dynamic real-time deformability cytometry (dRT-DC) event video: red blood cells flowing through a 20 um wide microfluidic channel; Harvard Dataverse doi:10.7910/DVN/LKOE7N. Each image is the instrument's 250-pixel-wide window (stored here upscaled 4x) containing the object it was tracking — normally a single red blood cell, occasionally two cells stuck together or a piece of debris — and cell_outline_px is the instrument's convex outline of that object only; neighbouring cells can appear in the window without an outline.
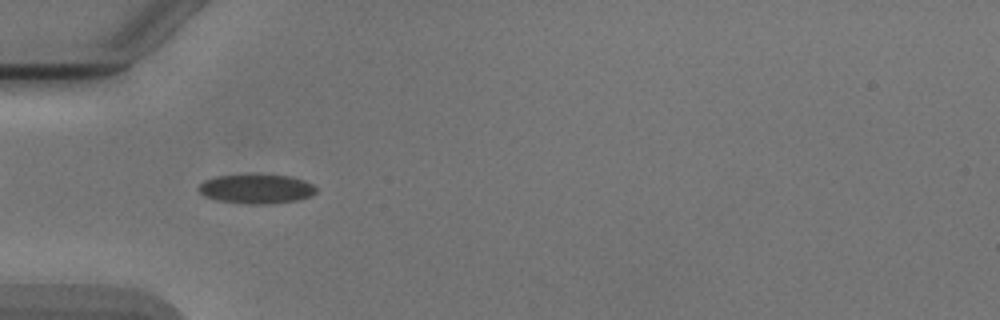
{"species": "Egyptian fruit bat (a non-hibernating species)", "species_latin": "Rousettus aegyptiacus", "temperature_condition": "cold", "stored_images_in_passage": 52, "camera_frame_rate_fps": 3000, "um_per_image_px": 0.085, "animal": {"sex": "male"}, "frame": {"image": 1, "passage_image": 16, "time_ms": 5.0, "image_size_px": [1000, 320], "cell_outline_px": [[316, 192], [312, 196], [296, 200], [268, 204], [248, 204], [216, 200], [204, 196], [200, 192], [200, 184], [204, 180], [216, 176], [292, 176], [304, 180], [312, 184], [316, 188]], "centroid_in_image_um": [21.81, 16.08], "position_along_channel_um": 63.2, "area_um2": 19.65}}
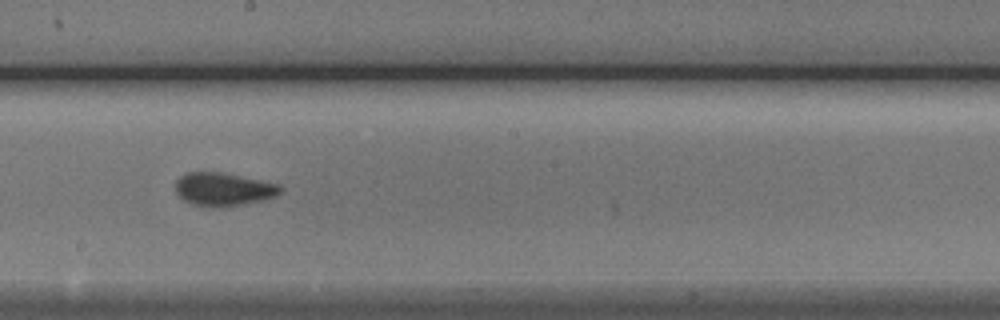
{"frame": {"image": 2, "passage_image": 29, "time_ms": 9.333, "image_size_px": [1000, 320], "cell_outline_px": [[284, 188], [276, 196], [260, 200], [240, 204], [216, 208], [212, 208], [192, 204], [184, 200], [176, 192], [176, 180], [180, 176], [188, 172], [224, 172], [280, 184]], "centroid_in_image_um": [18.99, 16.07], "position_along_channel_um": 229.2, "area_um2": 20.35}}
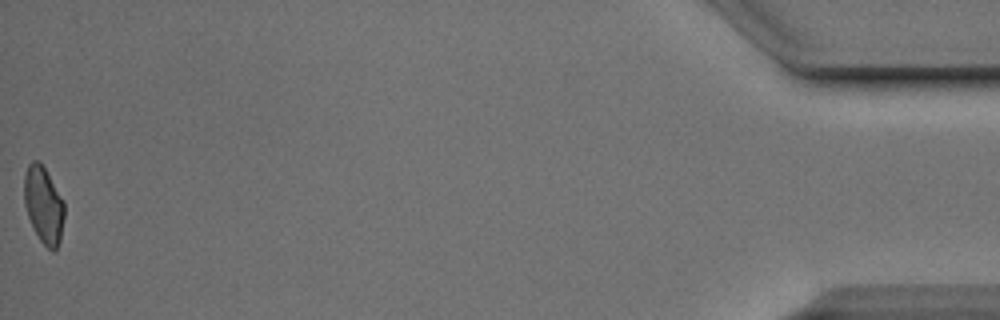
{"frame": {"image": 3, "passage_image": 52, "time_ms": 17.0, "image_size_px": [1000, 320], "cell_outline_px": [[64, 216], [60, 240], [56, 248], [52, 252], [40, 240], [32, 228], [24, 204], [24, 176], [28, 164], [32, 160], [40, 160], [64, 200]], "centroid_in_image_um": [3.7, 17.4], "position_along_channel_um": 431.5, "area_um2": 18.15}, "authors_computed_cell_mechanics": {"area_um2": 19.4786, "velocity_mm_per_s": 3.8896, "shape_relaxation_time_tau1_ms": 4.3767, "shape_relaxation_time_tau2_ms": 1.628, "deformation_change_tau1": 0.1115, "deformation_change_tau2": 0.0308}}